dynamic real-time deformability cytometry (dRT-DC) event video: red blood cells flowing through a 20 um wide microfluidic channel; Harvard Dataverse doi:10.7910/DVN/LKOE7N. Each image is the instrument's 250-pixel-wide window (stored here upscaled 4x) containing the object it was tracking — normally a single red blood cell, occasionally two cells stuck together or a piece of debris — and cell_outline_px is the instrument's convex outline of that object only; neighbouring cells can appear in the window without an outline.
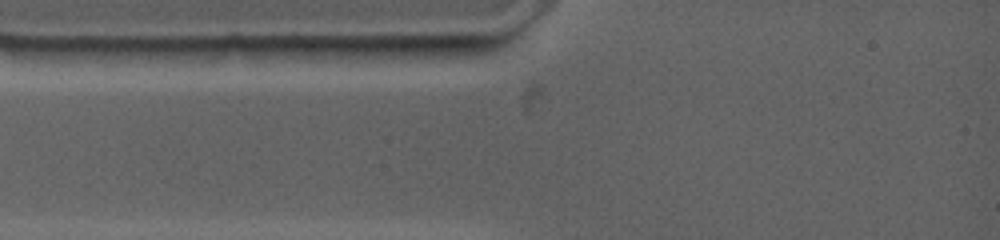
{"species": "common noctule bat (a hibernating species)", "species_latin": "Nyctalus noctula", "temperature_condition": "warm", "stored_images_in_passage": 1, "camera_frame_rate_fps": 4500, "um_per_image_px": 0.085, "animal": {"sex": "female", "body_mass_g": 19.0, "forearm_length_mm": 53.3}, "frame": {"image": 1, "passage_image": 1, "time_ms": 0.0, "image_size_px": [1000, 240], "cell_outline_px": [[272, 48], [252, 56], [232, 60], [148, 56], [124, 48], [228, 44], [232, 44]], "centroid_in_image_um": [17.22, 4.38], "position_along_channel_um": 67.8, "area_um2": 10.98}}